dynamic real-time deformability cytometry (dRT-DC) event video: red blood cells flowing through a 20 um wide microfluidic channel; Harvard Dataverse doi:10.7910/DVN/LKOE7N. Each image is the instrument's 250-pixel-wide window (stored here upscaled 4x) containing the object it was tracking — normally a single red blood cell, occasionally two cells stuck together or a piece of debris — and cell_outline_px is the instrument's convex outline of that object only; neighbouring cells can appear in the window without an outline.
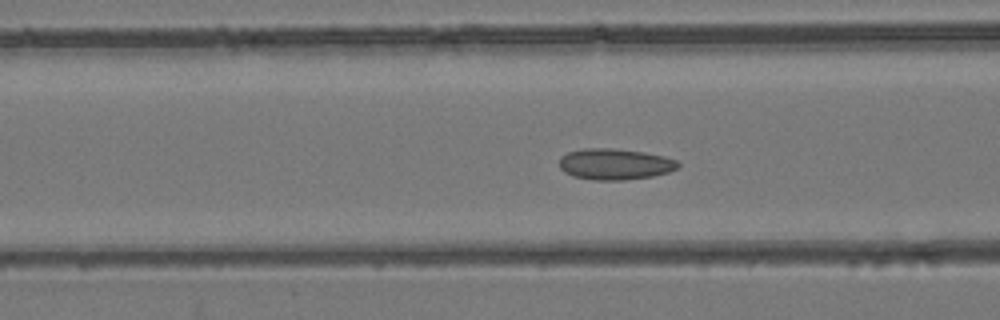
{"species": "common noctule bat (a hibernating species)", "species_latin": "Nyctalus noctula", "temperature_condition": "room temperature", "stored_images_in_passage": 53, "camera_frame_rate_fps": 3000, "um_per_image_px": 0.085, "animal": {"sex": "female", "body_mass_g": 24.6, "forearm_length_mm": 56.2}, "frame": {"image": 1, "passage_image": 21, "time_ms": 6.667, "image_size_px": [1000, 320], "cell_outline_px": [[680, 164], [676, 168], [668, 172], [652, 176], [624, 180], [592, 180], [572, 176], [564, 172], [560, 168], [560, 156], [568, 152], [584, 148], [612, 148], [644, 152], [664, 156], [676, 160]], "centroid_in_image_um": [52.24, 13.95], "position_along_channel_um": 114.4, "area_um2": 21.56}}
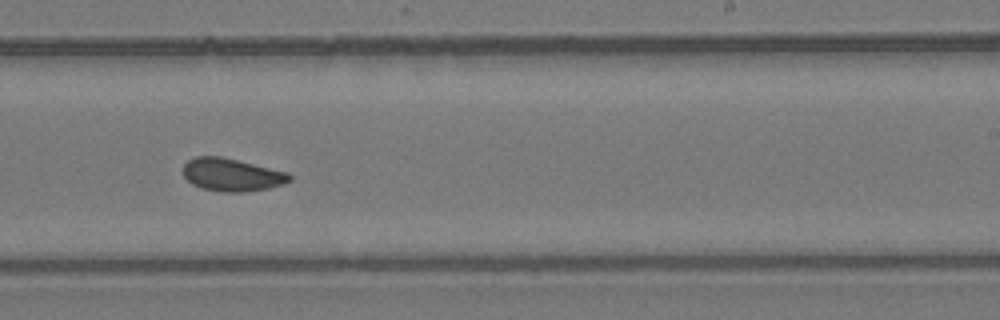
{"frame": {"image": 2, "passage_image": 33, "time_ms": 10.667, "image_size_px": [1000, 320], "cell_outline_px": [[292, 180], [284, 184], [268, 188], [244, 192], [220, 192], [200, 188], [192, 184], [184, 176], [184, 164], [188, 160], [196, 156], [220, 156], [288, 172], [292, 176]], "centroid_in_image_um": [19.71, 14.86], "position_along_channel_um": 269.3, "area_um2": 20.4}}
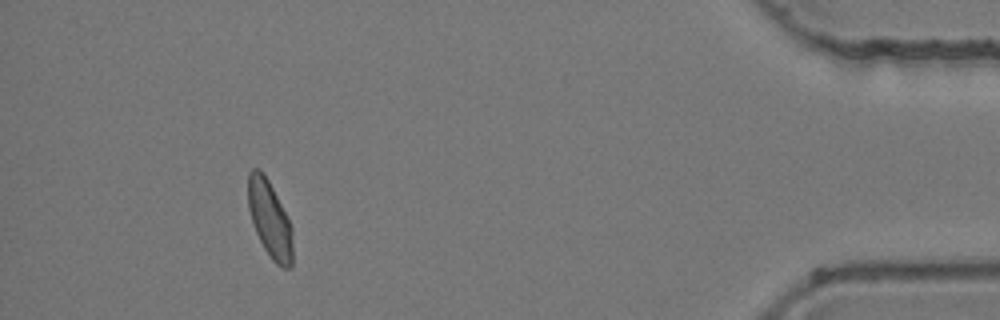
{"frame": {"image": 3, "passage_image": 49, "time_ms": 16.0, "image_size_px": [1000, 320], "cell_outline_px": [[292, 268], [284, 268], [276, 264], [272, 260], [264, 248], [256, 232], [248, 208], [248, 172], [252, 168], [260, 168], [268, 180], [288, 216], [292, 228]], "centroid_in_image_um": [22.93, 18.62], "position_along_channel_um": 412.3, "area_um2": 20.0}, "authors_computed_cell_mechanics": {"area_um2": 20.519, "velocity_mm_per_s": 3.8786, "shape_relaxation_time_tau1_ms": 8.0979, "shape_relaxation_time_tau2_ms": 1.5113, "deformation_change_tau1": 0.1292, "deformation_change_tau2": 0.0678}}